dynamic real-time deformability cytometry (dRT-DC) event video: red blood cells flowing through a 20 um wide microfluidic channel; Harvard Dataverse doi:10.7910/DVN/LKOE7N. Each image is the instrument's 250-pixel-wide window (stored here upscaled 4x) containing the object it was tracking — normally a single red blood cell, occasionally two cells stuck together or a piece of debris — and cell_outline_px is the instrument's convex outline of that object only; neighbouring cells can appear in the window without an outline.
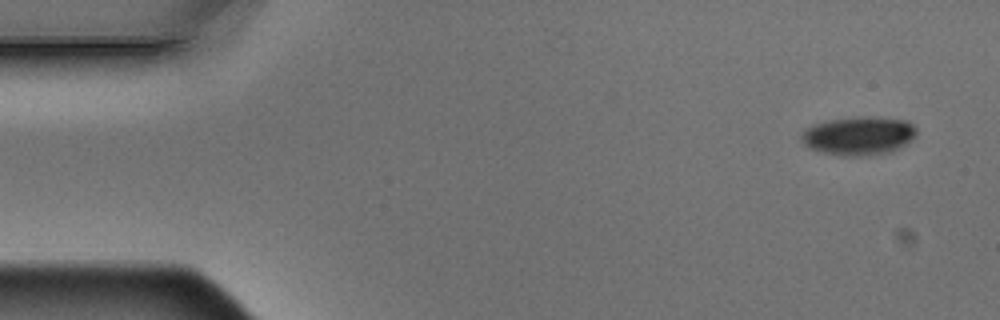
{"species": "Egyptian fruit bat (a non-hibernating species)", "species_latin": "Rousettus aegyptiacus", "temperature_condition": "warm", "stored_images_in_passage": 5, "camera_frame_rate_fps": 3000, "um_per_image_px": 0.085, "animal": {"sex": "male"}, "frame": {"image": 1, "passage_image": 1, "time_ms": 0.0, "image_size_px": [1000, 320], "cell_outline_px": [[916, 136], [912, 140], [888, 152], [856, 156], [844, 156], [824, 152], [808, 148], [804, 144], [800, 136], [804, 128], [812, 124], [828, 120], [856, 116], [876, 116], [908, 120], [916, 128]], "centroid_in_image_um": [72.96, 11.5], "position_along_channel_um": 12.0, "area_um2": 26.01}}
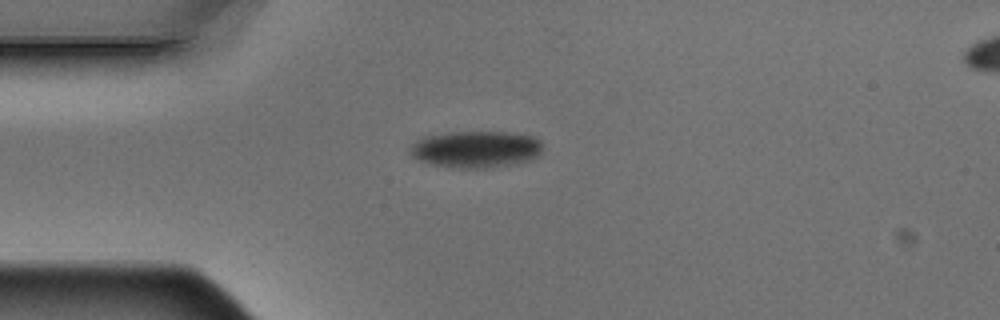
{"frame": {"image": 2, "passage_image": 4, "time_ms": 1.0, "image_size_px": [1000, 320], "cell_outline_px": [[544, 148], [540, 156], [532, 160], [516, 164], [492, 168], [452, 168], [428, 164], [412, 156], [408, 152], [408, 148], [416, 140], [428, 136], [448, 132], [508, 132], [532, 136], [540, 140]], "centroid_in_image_um": [40.48, 12.71], "position_along_channel_um": 44.5, "area_um2": 29.07}}
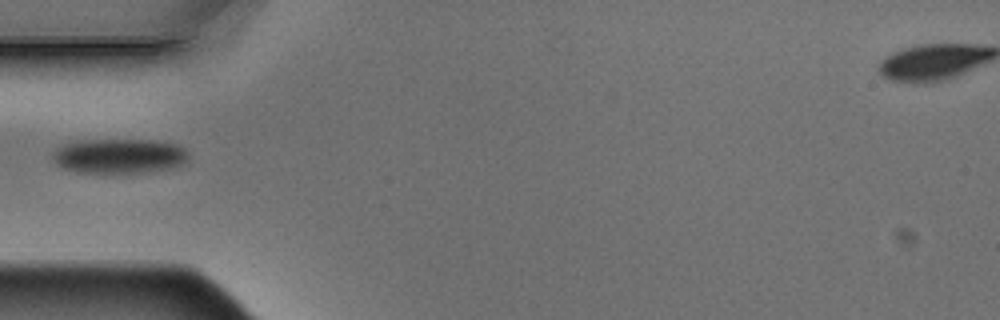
{"frame": {"image": 3, "passage_image": 5, "time_ms": 1.333, "image_size_px": [1000, 320], "cell_outline_px": [[188, 160], [184, 164], [176, 168], [144, 172], [76, 172], [64, 168], [56, 164], [52, 160], [52, 152], [56, 148], [64, 144], [76, 140], [152, 140], [176, 144], [184, 148], [188, 156]], "centroid_in_image_um": [10.13, 13.26], "position_along_channel_um": 74.9, "area_um2": 27.69}}